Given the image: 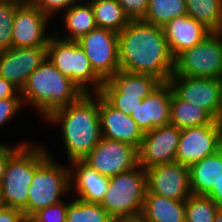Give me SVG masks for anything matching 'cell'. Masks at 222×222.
Instances as JSON below:
<instances>
[{
  "mask_svg": "<svg viewBox=\"0 0 222 222\" xmlns=\"http://www.w3.org/2000/svg\"><path fill=\"white\" fill-rule=\"evenodd\" d=\"M24 107L22 97H6L0 99V127H4L8 122L13 121L14 116L19 115L20 110ZM18 114V115H16Z\"/></svg>",
  "mask_w": 222,
  "mask_h": 222,
  "instance_id": "obj_34",
  "label": "cell"
},
{
  "mask_svg": "<svg viewBox=\"0 0 222 222\" xmlns=\"http://www.w3.org/2000/svg\"><path fill=\"white\" fill-rule=\"evenodd\" d=\"M50 156L42 143L22 144L8 159L0 185L5 207L19 209L27 219L28 188L35 170Z\"/></svg>",
  "mask_w": 222,
  "mask_h": 222,
  "instance_id": "obj_4",
  "label": "cell"
},
{
  "mask_svg": "<svg viewBox=\"0 0 222 222\" xmlns=\"http://www.w3.org/2000/svg\"><path fill=\"white\" fill-rule=\"evenodd\" d=\"M222 73V32H210L200 43L174 59L172 75L219 78Z\"/></svg>",
  "mask_w": 222,
  "mask_h": 222,
  "instance_id": "obj_8",
  "label": "cell"
},
{
  "mask_svg": "<svg viewBox=\"0 0 222 222\" xmlns=\"http://www.w3.org/2000/svg\"><path fill=\"white\" fill-rule=\"evenodd\" d=\"M170 124L180 129L206 124H222L206 109L178 98L171 89Z\"/></svg>",
  "mask_w": 222,
  "mask_h": 222,
  "instance_id": "obj_25",
  "label": "cell"
},
{
  "mask_svg": "<svg viewBox=\"0 0 222 222\" xmlns=\"http://www.w3.org/2000/svg\"><path fill=\"white\" fill-rule=\"evenodd\" d=\"M148 193L186 201L191 195L189 166L177 161L145 169Z\"/></svg>",
  "mask_w": 222,
  "mask_h": 222,
  "instance_id": "obj_13",
  "label": "cell"
},
{
  "mask_svg": "<svg viewBox=\"0 0 222 222\" xmlns=\"http://www.w3.org/2000/svg\"><path fill=\"white\" fill-rule=\"evenodd\" d=\"M130 20H143L149 0H117Z\"/></svg>",
  "mask_w": 222,
  "mask_h": 222,
  "instance_id": "obj_35",
  "label": "cell"
},
{
  "mask_svg": "<svg viewBox=\"0 0 222 222\" xmlns=\"http://www.w3.org/2000/svg\"><path fill=\"white\" fill-rule=\"evenodd\" d=\"M187 15L211 32H222V0H186Z\"/></svg>",
  "mask_w": 222,
  "mask_h": 222,
  "instance_id": "obj_27",
  "label": "cell"
},
{
  "mask_svg": "<svg viewBox=\"0 0 222 222\" xmlns=\"http://www.w3.org/2000/svg\"><path fill=\"white\" fill-rule=\"evenodd\" d=\"M66 222H116L100 203H88L71 198L68 204Z\"/></svg>",
  "mask_w": 222,
  "mask_h": 222,
  "instance_id": "obj_29",
  "label": "cell"
},
{
  "mask_svg": "<svg viewBox=\"0 0 222 222\" xmlns=\"http://www.w3.org/2000/svg\"><path fill=\"white\" fill-rule=\"evenodd\" d=\"M60 16L63 18L64 32L58 31L59 27L57 29L53 28V32L64 40L77 41L81 36L97 28L94 12L88 0H81L79 3L72 5Z\"/></svg>",
  "mask_w": 222,
  "mask_h": 222,
  "instance_id": "obj_22",
  "label": "cell"
},
{
  "mask_svg": "<svg viewBox=\"0 0 222 222\" xmlns=\"http://www.w3.org/2000/svg\"><path fill=\"white\" fill-rule=\"evenodd\" d=\"M0 222H27V219L21 210L4 207L0 210Z\"/></svg>",
  "mask_w": 222,
  "mask_h": 222,
  "instance_id": "obj_38",
  "label": "cell"
},
{
  "mask_svg": "<svg viewBox=\"0 0 222 222\" xmlns=\"http://www.w3.org/2000/svg\"><path fill=\"white\" fill-rule=\"evenodd\" d=\"M26 0H0V51L12 48V26L16 10Z\"/></svg>",
  "mask_w": 222,
  "mask_h": 222,
  "instance_id": "obj_31",
  "label": "cell"
},
{
  "mask_svg": "<svg viewBox=\"0 0 222 222\" xmlns=\"http://www.w3.org/2000/svg\"><path fill=\"white\" fill-rule=\"evenodd\" d=\"M30 142L29 140L22 141L15 145H8L7 143H2L0 145V185L2 183L5 168L8 162L9 157L22 145Z\"/></svg>",
  "mask_w": 222,
  "mask_h": 222,
  "instance_id": "obj_37",
  "label": "cell"
},
{
  "mask_svg": "<svg viewBox=\"0 0 222 222\" xmlns=\"http://www.w3.org/2000/svg\"><path fill=\"white\" fill-rule=\"evenodd\" d=\"M90 61L94 72L107 81L119 66L118 33L103 28H95L77 40Z\"/></svg>",
  "mask_w": 222,
  "mask_h": 222,
  "instance_id": "obj_9",
  "label": "cell"
},
{
  "mask_svg": "<svg viewBox=\"0 0 222 222\" xmlns=\"http://www.w3.org/2000/svg\"><path fill=\"white\" fill-rule=\"evenodd\" d=\"M191 192L206 195L222 177V148L189 166Z\"/></svg>",
  "mask_w": 222,
  "mask_h": 222,
  "instance_id": "obj_24",
  "label": "cell"
},
{
  "mask_svg": "<svg viewBox=\"0 0 222 222\" xmlns=\"http://www.w3.org/2000/svg\"><path fill=\"white\" fill-rule=\"evenodd\" d=\"M218 80L220 82V89H221V121H222V73L220 77L218 78Z\"/></svg>",
  "mask_w": 222,
  "mask_h": 222,
  "instance_id": "obj_42",
  "label": "cell"
},
{
  "mask_svg": "<svg viewBox=\"0 0 222 222\" xmlns=\"http://www.w3.org/2000/svg\"><path fill=\"white\" fill-rule=\"evenodd\" d=\"M206 196H209L219 207H222V177L218 181L217 185H214Z\"/></svg>",
  "mask_w": 222,
  "mask_h": 222,
  "instance_id": "obj_40",
  "label": "cell"
},
{
  "mask_svg": "<svg viewBox=\"0 0 222 222\" xmlns=\"http://www.w3.org/2000/svg\"><path fill=\"white\" fill-rule=\"evenodd\" d=\"M111 106L130 115L135 107L142 101L141 98L124 97V95H101Z\"/></svg>",
  "mask_w": 222,
  "mask_h": 222,
  "instance_id": "obj_36",
  "label": "cell"
},
{
  "mask_svg": "<svg viewBox=\"0 0 222 222\" xmlns=\"http://www.w3.org/2000/svg\"><path fill=\"white\" fill-rule=\"evenodd\" d=\"M187 15L186 0H149L143 21L164 27L172 19Z\"/></svg>",
  "mask_w": 222,
  "mask_h": 222,
  "instance_id": "obj_28",
  "label": "cell"
},
{
  "mask_svg": "<svg viewBox=\"0 0 222 222\" xmlns=\"http://www.w3.org/2000/svg\"><path fill=\"white\" fill-rule=\"evenodd\" d=\"M120 70L148 74L168 82L174 72V58L163 27L143 20H130L118 33Z\"/></svg>",
  "mask_w": 222,
  "mask_h": 222,
  "instance_id": "obj_1",
  "label": "cell"
},
{
  "mask_svg": "<svg viewBox=\"0 0 222 222\" xmlns=\"http://www.w3.org/2000/svg\"><path fill=\"white\" fill-rule=\"evenodd\" d=\"M99 119L102 137L129 143L139 149L143 131L134 119L115 109L99 94Z\"/></svg>",
  "mask_w": 222,
  "mask_h": 222,
  "instance_id": "obj_18",
  "label": "cell"
},
{
  "mask_svg": "<svg viewBox=\"0 0 222 222\" xmlns=\"http://www.w3.org/2000/svg\"><path fill=\"white\" fill-rule=\"evenodd\" d=\"M82 160L96 172L110 178L139 165L138 148L126 142L102 137Z\"/></svg>",
  "mask_w": 222,
  "mask_h": 222,
  "instance_id": "obj_10",
  "label": "cell"
},
{
  "mask_svg": "<svg viewBox=\"0 0 222 222\" xmlns=\"http://www.w3.org/2000/svg\"><path fill=\"white\" fill-rule=\"evenodd\" d=\"M6 97H21L20 90L5 78L0 77V99Z\"/></svg>",
  "mask_w": 222,
  "mask_h": 222,
  "instance_id": "obj_39",
  "label": "cell"
},
{
  "mask_svg": "<svg viewBox=\"0 0 222 222\" xmlns=\"http://www.w3.org/2000/svg\"><path fill=\"white\" fill-rule=\"evenodd\" d=\"M50 19L26 0L17 10L12 26V47L47 46L54 34L48 31Z\"/></svg>",
  "mask_w": 222,
  "mask_h": 222,
  "instance_id": "obj_14",
  "label": "cell"
},
{
  "mask_svg": "<svg viewBox=\"0 0 222 222\" xmlns=\"http://www.w3.org/2000/svg\"><path fill=\"white\" fill-rule=\"evenodd\" d=\"M163 30L174 59L180 53L200 43L211 32L188 15L172 19L163 27Z\"/></svg>",
  "mask_w": 222,
  "mask_h": 222,
  "instance_id": "obj_20",
  "label": "cell"
},
{
  "mask_svg": "<svg viewBox=\"0 0 222 222\" xmlns=\"http://www.w3.org/2000/svg\"><path fill=\"white\" fill-rule=\"evenodd\" d=\"M146 191V172L138 165L109 178L108 191L100 205L116 222H137Z\"/></svg>",
  "mask_w": 222,
  "mask_h": 222,
  "instance_id": "obj_5",
  "label": "cell"
},
{
  "mask_svg": "<svg viewBox=\"0 0 222 222\" xmlns=\"http://www.w3.org/2000/svg\"><path fill=\"white\" fill-rule=\"evenodd\" d=\"M91 3L97 28L122 31L130 21L117 0H88Z\"/></svg>",
  "mask_w": 222,
  "mask_h": 222,
  "instance_id": "obj_26",
  "label": "cell"
},
{
  "mask_svg": "<svg viewBox=\"0 0 222 222\" xmlns=\"http://www.w3.org/2000/svg\"><path fill=\"white\" fill-rule=\"evenodd\" d=\"M213 222H222V207H219L216 211Z\"/></svg>",
  "mask_w": 222,
  "mask_h": 222,
  "instance_id": "obj_41",
  "label": "cell"
},
{
  "mask_svg": "<svg viewBox=\"0 0 222 222\" xmlns=\"http://www.w3.org/2000/svg\"><path fill=\"white\" fill-rule=\"evenodd\" d=\"M171 86L162 82L130 113L143 133L170 124Z\"/></svg>",
  "mask_w": 222,
  "mask_h": 222,
  "instance_id": "obj_17",
  "label": "cell"
},
{
  "mask_svg": "<svg viewBox=\"0 0 222 222\" xmlns=\"http://www.w3.org/2000/svg\"><path fill=\"white\" fill-rule=\"evenodd\" d=\"M70 194L88 203H101L108 191L109 178L96 172L83 160L68 163Z\"/></svg>",
  "mask_w": 222,
  "mask_h": 222,
  "instance_id": "obj_19",
  "label": "cell"
},
{
  "mask_svg": "<svg viewBox=\"0 0 222 222\" xmlns=\"http://www.w3.org/2000/svg\"><path fill=\"white\" fill-rule=\"evenodd\" d=\"M5 207L3 201H2V195H1V192H0V210L3 209Z\"/></svg>",
  "mask_w": 222,
  "mask_h": 222,
  "instance_id": "obj_43",
  "label": "cell"
},
{
  "mask_svg": "<svg viewBox=\"0 0 222 222\" xmlns=\"http://www.w3.org/2000/svg\"><path fill=\"white\" fill-rule=\"evenodd\" d=\"M162 82L148 74L129 73L117 71L112 77L102 84L100 95H124V97H147Z\"/></svg>",
  "mask_w": 222,
  "mask_h": 222,
  "instance_id": "obj_21",
  "label": "cell"
},
{
  "mask_svg": "<svg viewBox=\"0 0 222 222\" xmlns=\"http://www.w3.org/2000/svg\"><path fill=\"white\" fill-rule=\"evenodd\" d=\"M218 208L209 196L192 194L185 201V222H213Z\"/></svg>",
  "mask_w": 222,
  "mask_h": 222,
  "instance_id": "obj_30",
  "label": "cell"
},
{
  "mask_svg": "<svg viewBox=\"0 0 222 222\" xmlns=\"http://www.w3.org/2000/svg\"><path fill=\"white\" fill-rule=\"evenodd\" d=\"M20 94L25 107L38 111L44 120L56 109L77 101L84 92L46 58L28 76Z\"/></svg>",
  "mask_w": 222,
  "mask_h": 222,
  "instance_id": "obj_3",
  "label": "cell"
},
{
  "mask_svg": "<svg viewBox=\"0 0 222 222\" xmlns=\"http://www.w3.org/2000/svg\"><path fill=\"white\" fill-rule=\"evenodd\" d=\"M27 222H38L33 216L27 219Z\"/></svg>",
  "mask_w": 222,
  "mask_h": 222,
  "instance_id": "obj_44",
  "label": "cell"
},
{
  "mask_svg": "<svg viewBox=\"0 0 222 222\" xmlns=\"http://www.w3.org/2000/svg\"><path fill=\"white\" fill-rule=\"evenodd\" d=\"M50 156L35 170L28 188L27 219L70 195V169ZM68 194V195H67Z\"/></svg>",
  "mask_w": 222,
  "mask_h": 222,
  "instance_id": "obj_7",
  "label": "cell"
},
{
  "mask_svg": "<svg viewBox=\"0 0 222 222\" xmlns=\"http://www.w3.org/2000/svg\"><path fill=\"white\" fill-rule=\"evenodd\" d=\"M137 222H185V201L146 191L142 212Z\"/></svg>",
  "mask_w": 222,
  "mask_h": 222,
  "instance_id": "obj_23",
  "label": "cell"
},
{
  "mask_svg": "<svg viewBox=\"0 0 222 222\" xmlns=\"http://www.w3.org/2000/svg\"><path fill=\"white\" fill-rule=\"evenodd\" d=\"M44 121L60 127L65 162L84 159L102 138L99 93H84L77 101L53 111Z\"/></svg>",
  "mask_w": 222,
  "mask_h": 222,
  "instance_id": "obj_2",
  "label": "cell"
},
{
  "mask_svg": "<svg viewBox=\"0 0 222 222\" xmlns=\"http://www.w3.org/2000/svg\"><path fill=\"white\" fill-rule=\"evenodd\" d=\"M181 129L168 124L143 135L138 149L139 165L144 169L175 161Z\"/></svg>",
  "mask_w": 222,
  "mask_h": 222,
  "instance_id": "obj_15",
  "label": "cell"
},
{
  "mask_svg": "<svg viewBox=\"0 0 222 222\" xmlns=\"http://www.w3.org/2000/svg\"><path fill=\"white\" fill-rule=\"evenodd\" d=\"M34 7L40 10L50 19L67 11L72 5L81 0H28Z\"/></svg>",
  "mask_w": 222,
  "mask_h": 222,
  "instance_id": "obj_33",
  "label": "cell"
},
{
  "mask_svg": "<svg viewBox=\"0 0 222 222\" xmlns=\"http://www.w3.org/2000/svg\"><path fill=\"white\" fill-rule=\"evenodd\" d=\"M70 199L62 200L56 204L40 209L33 217L38 222H66V215Z\"/></svg>",
  "mask_w": 222,
  "mask_h": 222,
  "instance_id": "obj_32",
  "label": "cell"
},
{
  "mask_svg": "<svg viewBox=\"0 0 222 222\" xmlns=\"http://www.w3.org/2000/svg\"><path fill=\"white\" fill-rule=\"evenodd\" d=\"M222 148V124L181 129L175 161L190 166Z\"/></svg>",
  "mask_w": 222,
  "mask_h": 222,
  "instance_id": "obj_11",
  "label": "cell"
},
{
  "mask_svg": "<svg viewBox=\"0 0 222 222\" xmlns=\"http://www.w3.org/2000/svg\"><path fill=\"white\" fill-rule=\"evenodd\" d=\"M168 83L178 98L199 105L221 121V89L218 78L171 75Z\"/></svg>",
  "mask_w": 222,
  "mask_h": 222,
  "instance_id": "obj_12",
  "label": "cell"
},
{
  "mask_svg": "<svg viewBox=\"0 0 222 222\" xmlns=\"http://www.w3.org/2000/svg\"><path fill=\"white\" fill-rule=\"evenodd\" d=\"M47 58L84 93H99L104 81L94 72L88 56L74 40L53 34L47 44Z\"/></svg>",
  "mask_w": 222,
  "mask_h": 222,
  "instance_id": "obj_6",
  "label": "cell"
},
{
  "mask_svg": "<svg viewBox=\"0 0 222 222\" xmlns=\"http://www.w3.org/2000/svg\"><path fill=\"white\" fill-rule=\"evenodd\" d=\"M47 58V46L0 51V77L21 90L28 76Z\"/></svg>",
  "mask_w": 222,
  "mask_h": 222,
  "instance_id": "obj_16",
  "label": "cell"
}]
</instances>
